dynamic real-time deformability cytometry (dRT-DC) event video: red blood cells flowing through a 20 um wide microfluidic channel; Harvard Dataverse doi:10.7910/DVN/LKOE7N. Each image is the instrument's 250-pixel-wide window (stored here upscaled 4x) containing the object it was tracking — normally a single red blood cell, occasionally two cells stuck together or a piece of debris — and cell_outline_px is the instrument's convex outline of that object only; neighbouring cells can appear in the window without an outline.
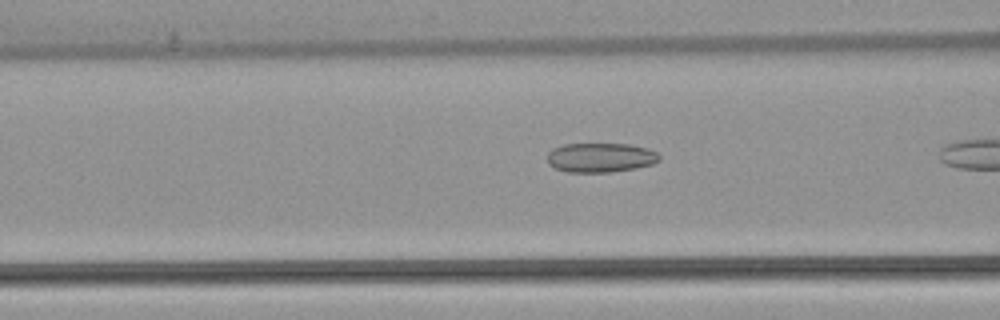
{"species": "common noctule bat (a hibernating species)", "species_latin": "Nyctalus noctula", "temperature_condition": "warm", "stored_images_in_passage": 35, "camera_frame_rate_fps": 3000, "um_per_image_px": 0.085, "animal": {"sex": "female", "body_mass_g": 22.7, "forearm_length_mm": 54.2}, "frame": {"image": 1, "passage_image": 14, "time_ms": 4.333, "image_size_px": [1000, 320], "cell_outline_px": [[660, 160], [652, 164], [636, 168], [612, 172], [568, 172], [556, 168], [548, 164], [548, 152], [552, 148], [564, 144], [628, 144], [648, 148], [656, 152], [660, 156]], "centroid_in_image_um": [51.05, 13.39], "position_along_channel_um": 115.6, "area_um2": 19.25}}
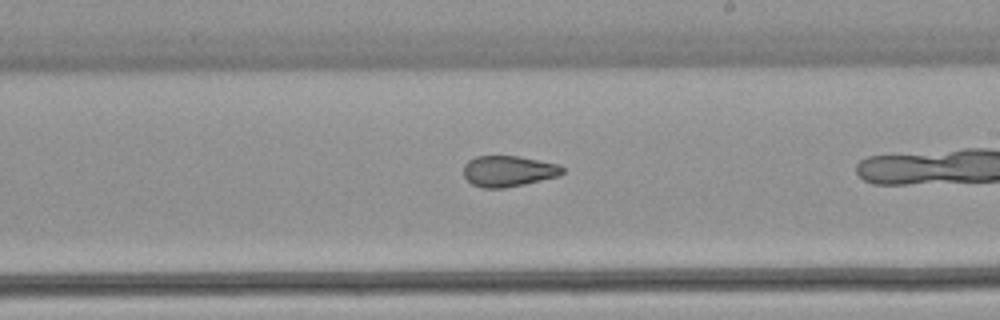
{"frame": {"image": 2, "passage_image": 24, "time_ms": 7.667, "image_size_px": [1000, 320], "cell_outline_px": [[564, 172], [560, 176], [524, 184], [504, 188], [484, 188], [472, 184], [464, 176], [464, 164], [468, 160], [476, 156], [520, 156], [560, 164], [564, 168]], "centroid_in_image_um": [43.24, 14.54], "position_along_channel_um": 245.8, "area_um2": 17.98}}
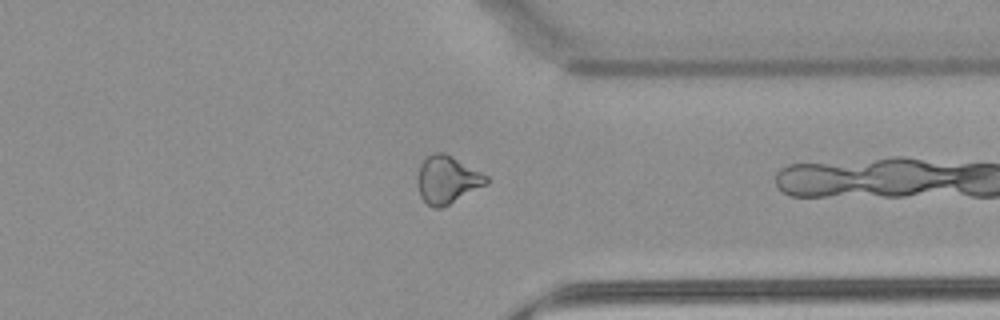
{"frame": {"image": 3, "passage_image": 34, "time_ms": 11.0, "image_size_px": [1000, 320], "cell_outline_px": [[488, 184], [444, 208], [432, 208], [420, 196], [416, 184], [416, 180], [420, 164], [432, 152], [444, 152], [452, 156], [488, 176]], "centroid_in_image_um": [38.0, 15.3], "position_along_channel_um": 373.4, "area_um2": 19.42}}